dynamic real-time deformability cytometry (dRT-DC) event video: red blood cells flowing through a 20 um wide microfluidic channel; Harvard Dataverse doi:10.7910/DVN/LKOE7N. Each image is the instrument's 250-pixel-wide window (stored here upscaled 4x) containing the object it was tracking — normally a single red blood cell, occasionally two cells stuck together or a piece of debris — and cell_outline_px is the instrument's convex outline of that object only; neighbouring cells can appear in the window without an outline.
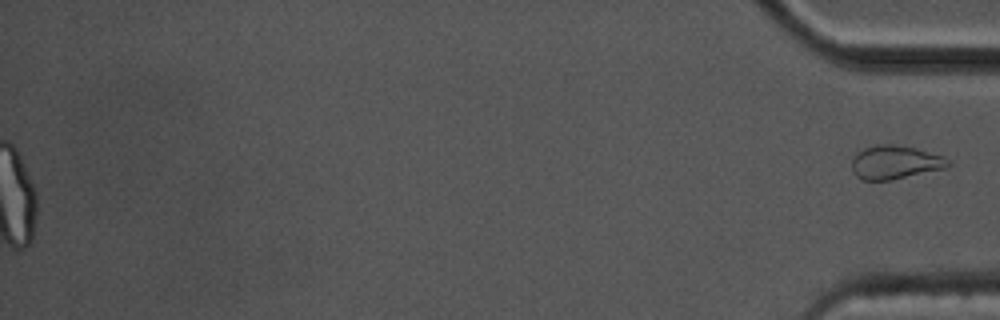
{"species": "common noctule bat (a hibernating species)", "species_latin": "Nyctalus noctula", "temperature_condition": "cold", "stored_images_in_passage": 44, "segment_of_instrument_passage": [2, 2], "camera_frame_rate_fps": 3000, "um_per_image_px": 0.085, "animal": {"sex": "male", "body_mass_g": 17.5, "forearm_length_mm": 52.3}, "frame": {"image": 1, "passage_image": 44, "time_ms": 14.333, "image_size_px": [1000, 320], "cell_outline_px": [[952, 164], [948, 168], [892, 180], [860, 180], [852, 172], [852, 160], [856, 152], [864, 148], [876, 144], [892, 144], [916, 148], [944, 156]], "centroid_in_image_um": [76.09, 13.8], "position_along_channel_um": 359.1, "area_um2": 19.19}}